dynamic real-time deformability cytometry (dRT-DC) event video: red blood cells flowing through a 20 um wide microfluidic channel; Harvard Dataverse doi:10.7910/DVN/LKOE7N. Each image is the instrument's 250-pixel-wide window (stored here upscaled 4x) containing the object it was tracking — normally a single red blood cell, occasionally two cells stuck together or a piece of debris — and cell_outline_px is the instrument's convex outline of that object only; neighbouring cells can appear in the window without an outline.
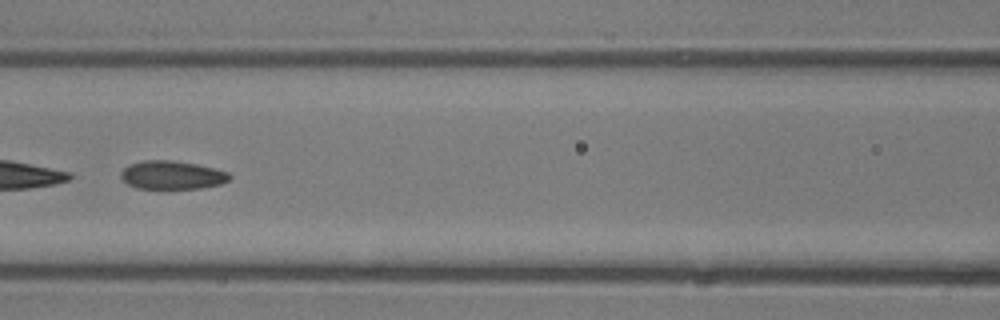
{"species": "common noctule bat (a hibernating species)", "species_latin": "Nyctalus noctula", "temperature_condition": "room temperature", "stored_images_in_passage": 41, "segment_of_instrument_passage": [2, 2], "camera_frame_rate_fps": 3000, "um_per_image_px": 0.085, "animal": {"sex": "male", "body_mass_g": 13.3}, "frame": {"image": 1, "passage_image": 16, "time_ms": 5.0, "image_size_px": [1000, 320], "cell_outline_px": [[232, 176], [228, 180], [220, 184], [200, 188], [136, 188], [128, 184], [120, 176], [120, 172], [128, 164], [144, 160], [172, 160], [196, 164], [228, 172]], "centroid_in_image_um": [14.59, 14.87], "position_along_channel_um": 152.0, "area_um2": 17.86}}
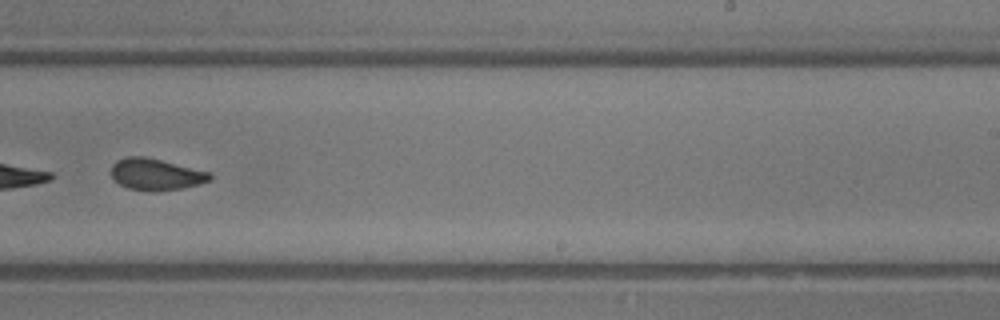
{"frame": {"image": 2, "passage_image": 24, "time_ms": 7.667, "image_size_px": [1000, 320], "cell_outline_px": [[212, 180], [200, 184], [180, 188], [156, 192], [152, 192], [128, 188], [120, 184], [112, 176], [112, 164], [116, 160], [128, 156], [144, 156], [208, 172], [212, 176]], "centroid_in_image_um": [13.23, 14.83], "position_along_channel_um": 275.8, "area_um2": 17.98}}
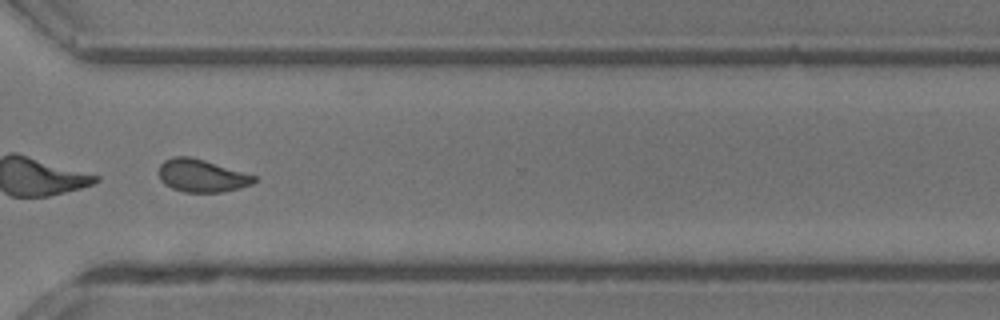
{"frame": {"image": 3, "passage_image": 29, "time_ms": 9.333, "image_size_px": [1000, 320], "cell_outline_px": [[256, 180], [252, 184], [240, 188], [224, 192], [184, 192], [172, 188], [164, 184], [160, 180], [160, 164], [164, 160], [172, 156], [188, 156], [204, 160], [256, 176]], "centroid_in_image_um": [17.13, 14.94], "position_along_channel_um": 353.5, "area_um2": 18.09}}